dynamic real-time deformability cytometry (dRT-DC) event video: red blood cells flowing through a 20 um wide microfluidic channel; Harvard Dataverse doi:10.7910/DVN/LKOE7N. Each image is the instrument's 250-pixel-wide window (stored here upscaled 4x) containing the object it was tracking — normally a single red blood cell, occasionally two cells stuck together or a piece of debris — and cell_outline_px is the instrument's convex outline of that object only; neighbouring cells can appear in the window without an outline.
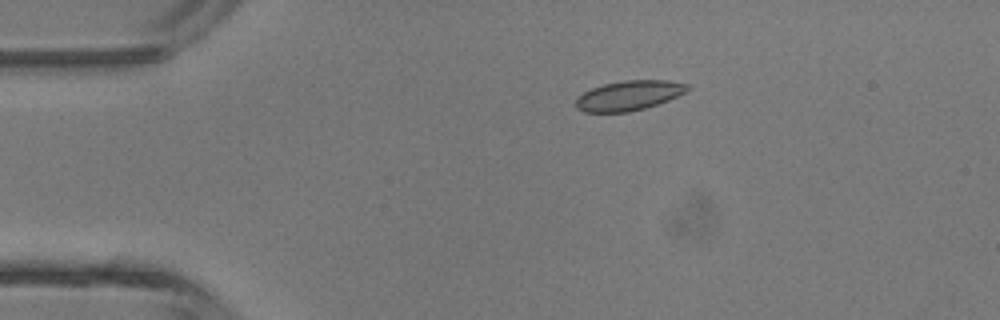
{"species": "common noctule bat (a hibernating species)", "species_latin": "Nyctalus noctula", "temperature_condition": "room temperature", "stored_images_in_passage": 3, "camera_frame_rate_fps": 3000, "um_per_image_px": 0.085, "animal": {"sex": "male", "body_mass_g": 13.3}, "frame": {"image": 1, "passage_image": 2, "time_ms": 1.0, "image_size_px": [1000, 320], "cell_outline_px": [[688, 88], [684, 92], [668, 100], [644, 108], [628, 112], [584, 112], [576, 108], [576, 100], [584, 92], [592, 88], [604, 84], [624, 80], [668, 80], [688, 84]], "centroid_in_image_um": [53.43, 8.11], "position_along_channel_um": 31.6, "area_um2": 19.07}}